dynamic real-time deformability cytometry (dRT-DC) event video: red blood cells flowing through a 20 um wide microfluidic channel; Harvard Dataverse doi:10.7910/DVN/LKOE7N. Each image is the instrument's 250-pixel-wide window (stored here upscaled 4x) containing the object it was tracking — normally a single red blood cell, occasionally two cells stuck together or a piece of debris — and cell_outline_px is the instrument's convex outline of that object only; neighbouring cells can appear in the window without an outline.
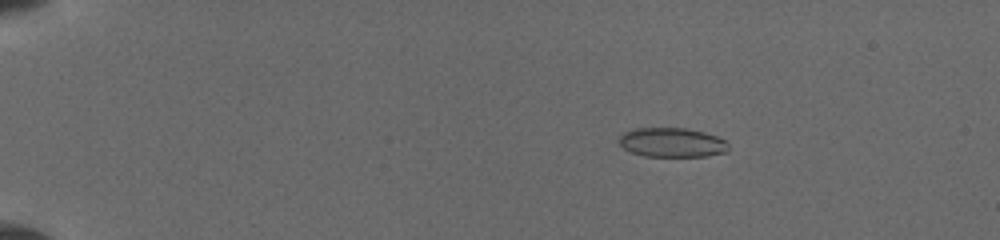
{"species": "common noctule bat (a hibernating species)", "species_latin": "Nyctalus noctula", "temperature_condition": "cold", "stored_images_in_passage": 74, "camera_frame_rate_fps": 3000, "um_per_image_px": 0.085, "animal": {"sex": "female", "body_mass_g": 19.5, "forearm_length_mm": 54.1}, "frame": {"image": 1, "passage_image": 15, "time_ms": 3.333, "image_size_px": [1000, 240], "cell_outline_px": [[728, 152], [704, 156], [644, 156], [632, 152], [624, 148], [620, 144], [620, 136], [624, 132], [636, 128], [684, 128], [704, 132], [716, 136], [724, 140], [728, 144]], "centroid_in_image_um": [57.13, 12.11], "position_along_channel_um": 27.9, "area_um2": 18.55}}
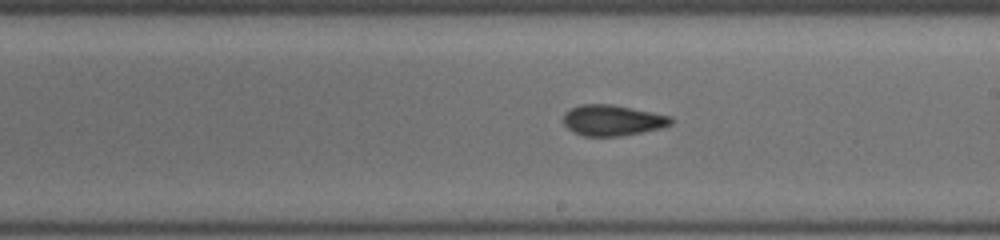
{"frame": {"image": 2, "passage_image": 51, "time_ms": 11.0, "image_size_px": [1000, 240], "cell_outline_px": [[672, 124], [660, 128], [620, 136], [584, 136], [572, 132], [564, 124], [564, 112], [580, 104], [612, 104], [672, 116]], "centroid_in_image_um": [52.04, 10.22], "position_along_channel_um": 237.0, "area_um2": 19.25}}
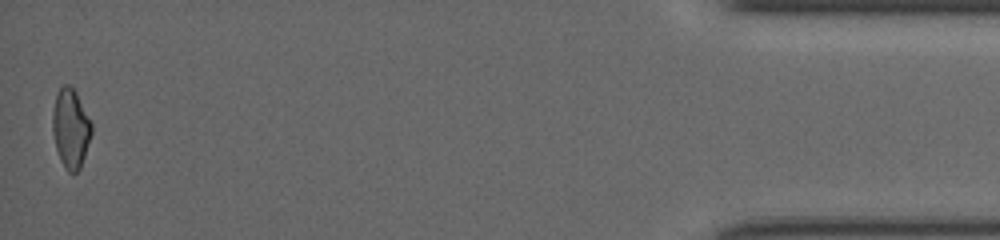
{"frame": {"image": 3, "passage_image": 73, "time_ms": 17.667, "image_size_px": [1000, 240], "cell_outline_px": [[92, 132], [80, 168], [72, 176], [64, 168], [60, 160], [56, 148], [52, 132], [52, 112], [56, 92], [64, 84], [68, 84], [76, 92], [92, 124]], "centroid_in_image_um": [5.98, 10.93], "position_along_channel_um": 429.2, "area_um2": 18.09}}